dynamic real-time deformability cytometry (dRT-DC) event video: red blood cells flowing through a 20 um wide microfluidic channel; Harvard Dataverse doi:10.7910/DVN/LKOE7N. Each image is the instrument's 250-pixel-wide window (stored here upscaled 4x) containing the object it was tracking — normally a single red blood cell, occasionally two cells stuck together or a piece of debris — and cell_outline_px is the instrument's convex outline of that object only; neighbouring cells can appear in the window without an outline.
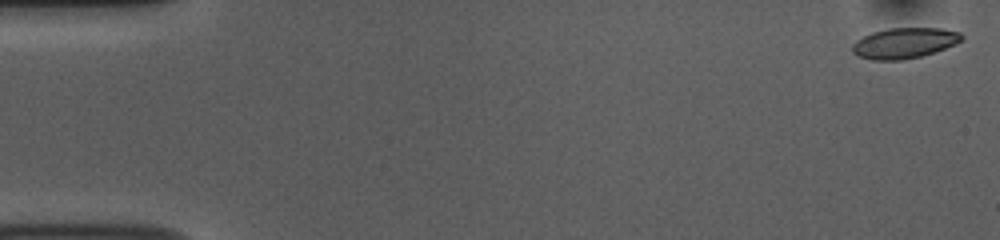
{"species": "common noctule bat (a hibernating species)", "species_latin": "Nyctalus noctula", "temperature_condition": "room temperature", "stored_images_in_passage": 53, "camera_frame_rate_fps": 3000, "um_per_image_px": 0.085, "animal": {"sex": "female", "body_mass_g": 10.0, "forearm_length_mm": 53.1}, "frame": {"image": 1, "passage_image": 1, "time_ms": 0.0, "image_size_px": [1000, 240], "cell_outline_px": [[964, 36], [956, 44], [920, 56], [904, 60], [872, 60], [856, 56], [852, 52], [852, 44], [856, 40], [872, 32], [888, 28], [940, 28], [960, 32]], "centroid_in_image_um": [76.83, 3.66], "position_along_channel_um": 8.2, "area_um2": 19.48}}
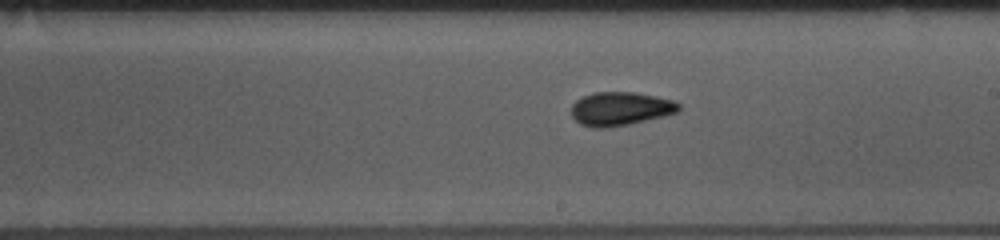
{"frame": {"image": 2, "passage_image": 30, "time_ms": 9.667, "image_size_px": [1000, 240], "cell_outline_px": [[680, 108], [676, 112], [664, 116], [628, 124], [608, 128], [592, 128], [580, 124], [572, 116], [572, 104], [576, 100], [592, 92], [636, 92], [656, 96], [672, 100], [680, 104]], "centroid_in_image_um": [52.71, 9.24], "position_along_channel_um": 236.3, "area_um2": 21.04}}
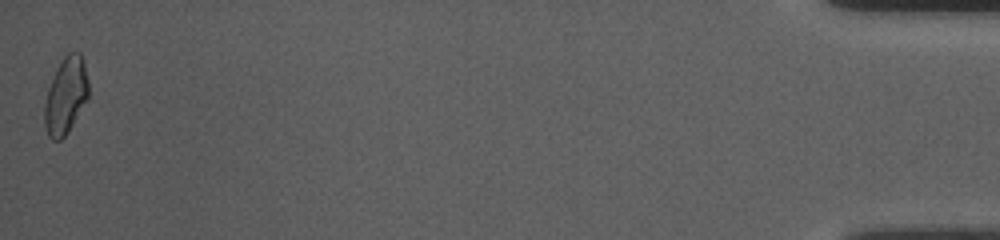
{"frame": {"image": 3, "passage_image": 53, "time_ms": 17.333, "image_size_px": [1000, 240], "cell_outline_px": [[88, 96], [68, 132], [60, 140], [52, 140], [48, 136], [44, 124], [44, 104], [48, 88], [56, 68], [64, 56], [68, 52], [80, 52], [84, 64], [88, 80]], "centroid_in_image_um": [5.57, 8.13], "position_along_channel_um": 429.6, "area_um2": 19.48}, "authors_computed_cell_mechanics": {"area_um2": 19.7098, "velocity_mm_per_s": 3.7407, "shape_relaxation_time_tau1_ms": 4.7411, "shape_relaxation_time_tau2_ms": 2.8113, "deformation_change_tau1": 0.1328, "deformation_change_tau2": 0.0885}}